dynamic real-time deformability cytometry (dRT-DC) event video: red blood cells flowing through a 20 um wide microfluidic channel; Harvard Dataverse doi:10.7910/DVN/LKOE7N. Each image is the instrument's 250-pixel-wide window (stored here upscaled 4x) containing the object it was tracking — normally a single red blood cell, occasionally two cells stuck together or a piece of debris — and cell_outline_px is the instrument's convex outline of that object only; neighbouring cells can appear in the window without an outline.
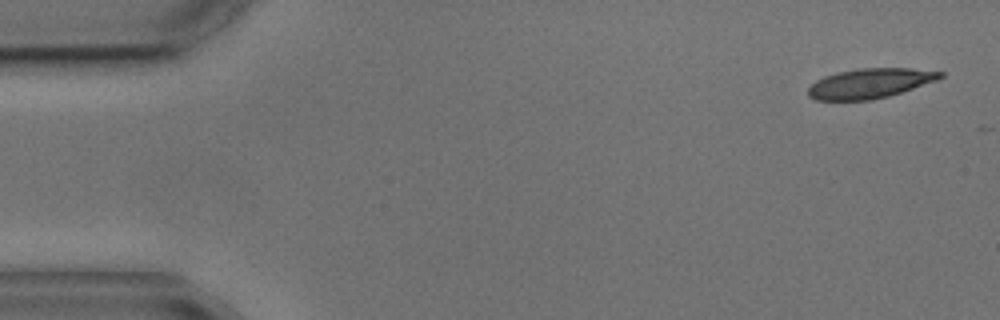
{"species": "common noctule bat (a hibernating species)", "species_latin": "Nyctalus noctula", "temperature_condition": "cold", "stored_images_in_passage": 4, "camera_frame_rate_fps": 3000, "um_per_image_px": 0.085, "animal": {"sex": "male", "body_mass_g": 17.9, "forearm_length_mm": 54.2}, "frame": {"image": 1, "passage_image": 1, "time_ms": 0.0, "image_size_px": [1000, 320], "cell_outline_px": [[944, 76], [936, 80], [888, 96], [872, 100], [816, 100], [808, 96], [808, 88], [816, 80], [824, 76], [840, 72], [860, 68], [908, 68], [944, 72]], "centroid_in_image_um": [73.92, 7.08], "position_along_channel_um": 11.1, "area_um2": 22.66}}
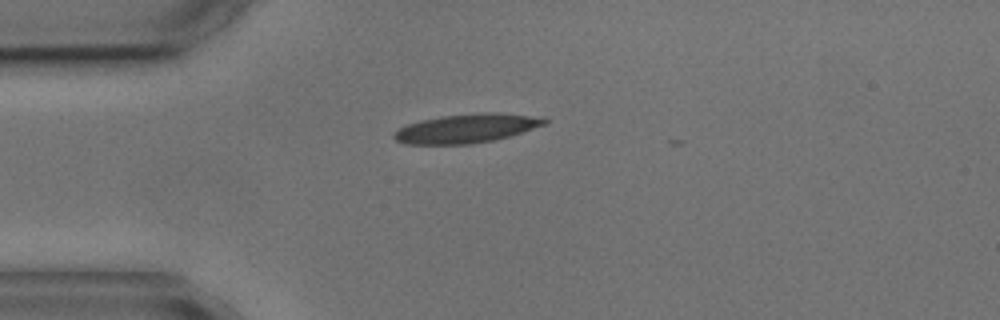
{"frame": {"image": 2, "passage_image": 4, "time_ms": 3.667, "image_size_px": [1000, 320], "cell_outline_px": [[548, 124], [508, 136], [492, 140], [472, 144], [404, 144], [396, 140], [392, 136], [392, 132], [408, 124], [420, 120], [440, 116], [484, 112], [500, 112], [544, 116], [548, 120]], "centroid_in_image_um": [39.7, 10.89], "position_along_channel_um": 45.3, "area_um2": 25.72}}